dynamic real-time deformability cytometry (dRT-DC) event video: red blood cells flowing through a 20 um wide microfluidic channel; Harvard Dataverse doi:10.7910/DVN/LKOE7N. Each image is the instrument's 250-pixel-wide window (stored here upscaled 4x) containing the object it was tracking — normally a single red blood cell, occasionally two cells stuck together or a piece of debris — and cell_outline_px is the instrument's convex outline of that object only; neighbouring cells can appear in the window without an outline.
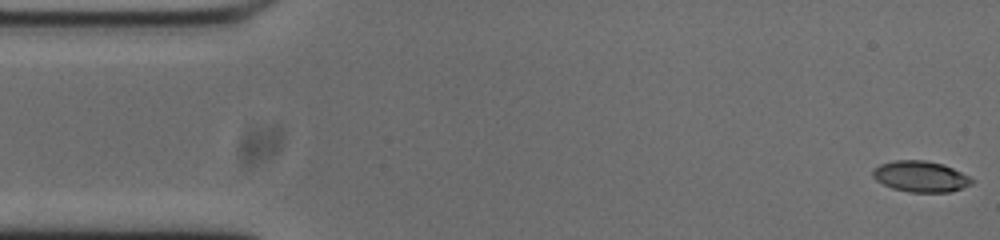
{"species": "common noctule bat (a hibernating species)", "species_latin": "Nyctalus noctula", "temperature_condition": "cold", "stored_images_in_passage": 54, "camera_frame_rate_fps": 3000, "um_per_image_px": 0.085, "animal": {"sex": "male", "body_mass_g": 20.0, "forearm_length_mm": 53.3}, "frame": {"image": 1, "passage_image": 1, "time_ms": 0.0, "image_size_px": [1000, 240], "cell_outline_px": [[976, 180], [972, 184], [948, 192], [908, 192], [892, 188], [876, 180], [872, 176], [872, 172], [880, 164], [896, 160], [924, 160], [944, 164]], "centroid_in_image_um": [78.25, 15.0], "position_along_channel_um": 6.7, "area_um2": 17.74}}
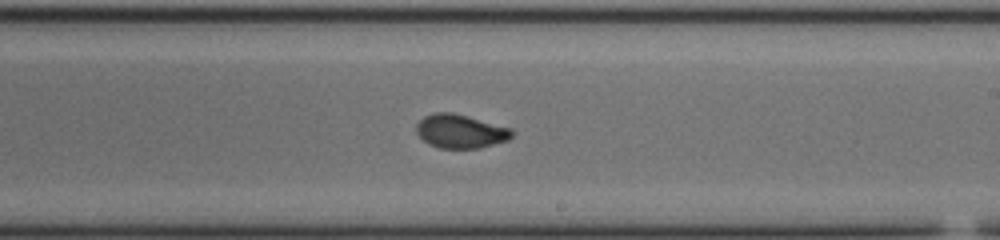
{"frame": {"image": 2, "passage_image": 30, "time_ms": 9.667, "image_size_px": [1000, 240], "cell_outline_px": [[516, 132], [508, 140], [480, 148], [440, 148], [428, 144], [416, 132], [416, 124], [424, 116], [432, 112], [452, 112], [468, 116], [512, 128]], "centroid_in_image_um": [39.15, 11.15], "position_along_channel_um": 249.8, "area_um2": 18.96}}
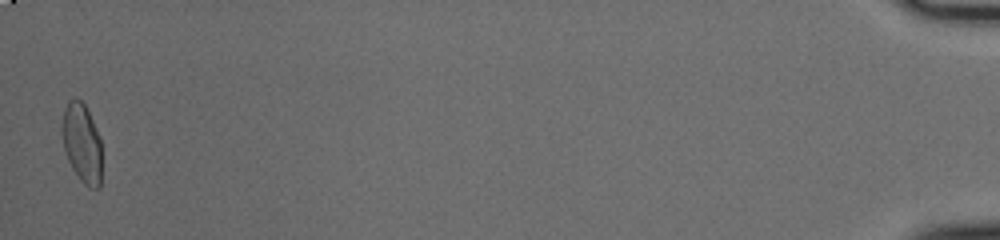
{"frame": {"image": 3, "passage_image": 53, "time_ms": 17.333, "image_size_px": [1000, 240], "cell_outline_px": [[100, 188], [88, 188], [80, 180], [72, 168], [68, 160], [64, 148], [64, 108], [68, 100], [76, 96], [84, 104], [100, 136]], "centroid_in_image_um": [6.98, 12.17], "position_along_channel_um": 428.2, "area_um2": 17.86}, "authors_computed_cell_mechanics": {"area_um2": 18.4093, "velocity_mm_per_s": 3.7223, "shape_relaxation_time_tau1_ms": 7.928, "shape_relaxation_time_tau2_ms": 1.158, "deformation_change_tau1": 0.2131, "deformation_change_tau2": 0.042}}